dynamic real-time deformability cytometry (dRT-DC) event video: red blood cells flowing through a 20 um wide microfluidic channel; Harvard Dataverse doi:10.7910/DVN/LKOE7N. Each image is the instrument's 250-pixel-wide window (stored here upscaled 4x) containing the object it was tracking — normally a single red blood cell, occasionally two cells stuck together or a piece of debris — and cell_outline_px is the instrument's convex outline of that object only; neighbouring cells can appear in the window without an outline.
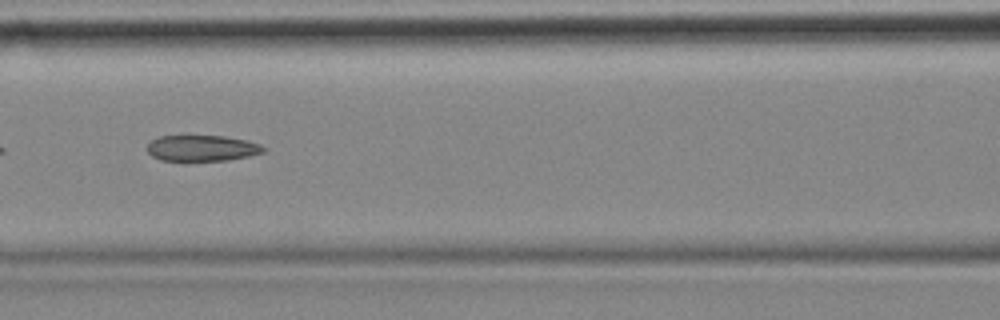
{"species": "common noctule bat (a hibernating species)", "species_latin": "Nyctalus noctula", "temperature_condition": "cold", "stored_images_in_passage": 15, "camera_frame_rate_fps": 3000, "um_per_image_px": 0.085, "animal": {"sex": "female", "body_mass_g": 18.4}, "frame": {"image": 1, "passage_image": 7, "time_ms": 2.0, "image_size_px": [1000, 320], "cell_outline_px": [[268, 148], [264, 152], [248, 156], [228, 160], [184, 164], [160, 160], [152, 156], [148, 152], [148, 144], [152, 140], [160, 136], [224, 136], [248, 140], [260, 144]], "centroid_in_image_um": [17.16, 12.65], "position_along_channel_um": 149.4, "area_um2": 18.5}}